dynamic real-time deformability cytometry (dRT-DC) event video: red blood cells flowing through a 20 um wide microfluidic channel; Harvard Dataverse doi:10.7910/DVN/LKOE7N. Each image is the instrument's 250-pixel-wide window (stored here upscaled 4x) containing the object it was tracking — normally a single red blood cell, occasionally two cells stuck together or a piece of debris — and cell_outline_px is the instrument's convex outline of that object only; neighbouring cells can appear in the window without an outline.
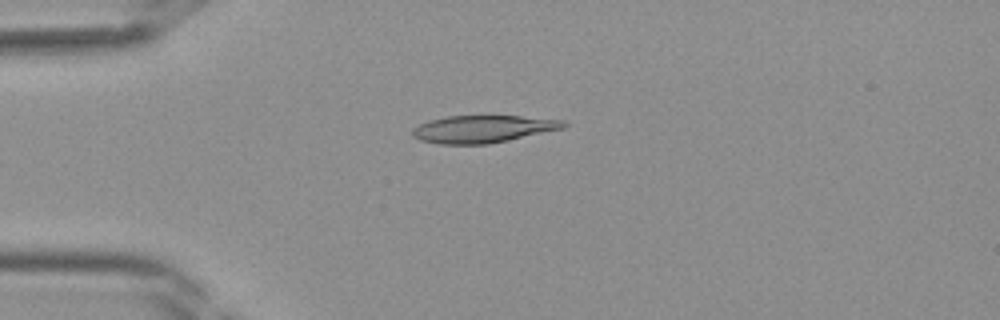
{"species": "Egyptian fruit bat (a non-hibernating species)", "species_latin": "Rousettus aegyptiacus", "temperature_condition": "room temperature", "stored_images_in_passage": 39, "camera_frame_rate_fps": 3000, "um_per_image_px": 0.085, "frame": {"image": 1, "passage_image": 9, "time_ms": 2.667, "image_size_px": [1000, 320], "cell_outline_px": [[568, 124], [564, 128], [508, 140], [488, 144], [436, 144], [420, 140], [412, 136], [412, 128], [428, 120], [448, 116], [520, 116], [564, 120]], "centroid_in_image_um": [41.02, 10.96], "position_along_channel_um": 44.0, "area_um2": 24.1}}
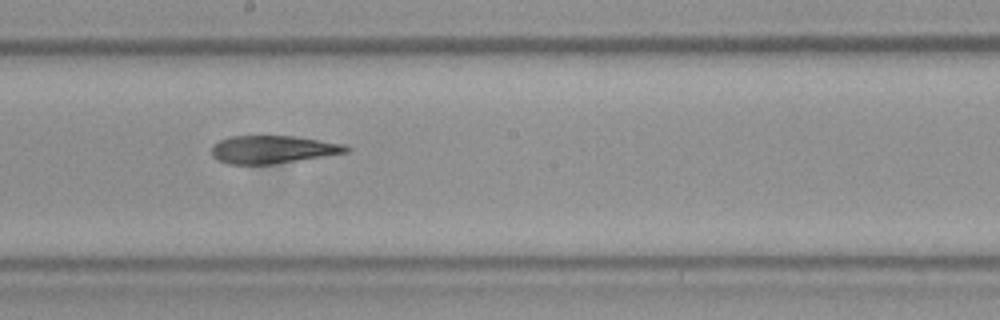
{"frame": {"image": 2, "passage_image": 21, "time_ms": 6.667, "image_size_px": [1000, 320], "cell_outline_px": [[352, 148], [348, 152], [272, 164], [228, 164], [216, 160], [212, 156], [212, 144], [228, 136], [296, 136], [348, 144]], "centroid_in_image_um": [23.19, 12.69], "position_along_channel_um": 225.0, "area_um2": 22.02}}
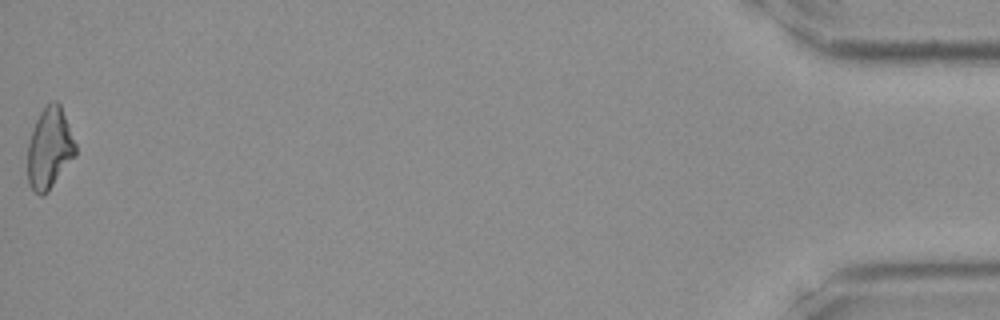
{"frame": {"image": 3, "passage_image": 39, "time_ms": 12.667, "image_size_px": [1000, 320], "cell_outline_px": [[76, 156], [48, 192], [40, 196], [28, 184], [28, 144], [36, 120], [40, 112], [52, 100], [56, 100], [60, 104], [76, 144]], "centroid_in_image_um": [4.22, 12.63], "position_along_channel_um": 431.0, "area_um2": 22.54}}